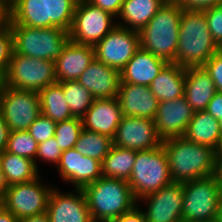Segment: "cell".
Here are the masks:
<instances>
[{"mask_svg": "<svg viewBox=\"0 0 222 222\" xmlns=\"http://www.w3.org/2000/svg\"><path fill=\"white\" fill-rule=\"evenodd\" d=\"M165 3L173 2L175 0H163Z\"/></svg>", "mask_w": 222, "mask_h": 222, "instance_id": "680465c9", "label": "cell"}, {"mask_svg": "<svg viewBox=\"0 0 222 222\" xmlns=\"http://www.w3.org/2000/svg\"><path fill=\"white\" fill-rule=\"evenodd\" d=\"M53 188L47 205L50 222H93L82 189L63 193Z\"/></svg>", "mask_w": 222, "mask_h": 222, "instance_id": "2e32d148", "label": "cell"}, {"mask_svg": "<svg viewBox=\"0 0 222 222\" xmlns=\"http://www.w3.org/2000/svg\"><path fill=\"white\" fill-rule=\"evenodd\" d=\"M41 113L52 121L60 122L73 118L69 105L66 103L62 86L56 82L38 92Z\"/></svg>", "mask_w": 222, "mask_h": 222, "instance_id": "f1b7e54d", "label": "cell"}, {"mask_svg": "<svg viewBox=\"0 0 222 222\" xmlns=\"http://www.w3.org/2000/svg\"><path fill=\"white\" fill-rule=\"evenodd\" d=\"M79 152L74 148L62 151L59 163L55 166L63 182H69L78 189Z\"/></svg>", "mask_w": 222, "mask_h": 222, "instance_id": "e575fe53", "label": "cell"}, {"mask_svg": "<svg viewBox=\"0 0 222 222\" xmlns=\"http://www.w3.org/2000/svg\"><path fill=\"white\" fill-rule=\"evenodd\" d=\"M13 51V36L9 26L0 31V69L5 72H7Z\"/></svg>", "mask_w": 222, "mask_h": 222, "instance_id": "ab89813d", "label": "cell"}, {"mask_svg": "<svg viewBox=\"0 0 222 222\" xmlns=\"http://www.w3.org/2000/svg\"><path fill=\"white\" fill-rule=\"evenodd\" d=\"M136 159V151L112 146L110 152L101 162L102 176L128 181Z\"/></svg>", "mask_w": 222, "mask_h": 222, "instance_id": "83f0119b", "label": "cell"}, {"mask_svg": "<svg viewBox=\"0 0 222 222\" xmlns=\"http://www.w3.org/2000/svg\"><path fill=\"white\" fill-rule=\"evenodd\" d=\"M199 222H219L217 218L209 219V220H203Z\"/></svg>", "mask_w": 222, "mask_h": 222, "instance_id": "11a10c76", "label": "cell"}, {"mask_svg": "<svg viewBox=\"0 0 222 222\" xmlns=\"http://www.w3.org/2000/svg\"><path fill=\"white\" fill-rule=\"evenodd\" d=\"M10 25L47 28L46 0H11Z\"/></svg>", "mask_w": 222, "mask_h": 222, "instance_id": "484cf974", "label": "cell"}, {"mask_svg": "<svg viewBox=\"0 0 222 222\" xmlns=\"http://www.w3.org/2000/svg\"><path fill=\"white\" fill-rule=\"evenodd\" d=\"M37 148L38 143L28 131H11L9 133L6 151L35 161V166L39 170L36 159Z\"/></svg>", "mask_w": 222, "mask_h": 222, "instance_id": "d6a6232c", "label": "cell"}, {"mask_svg": "<svg viewBox=\"0 0 222 222\" xmlns=\"http://www.w3.org/2000/svg\"><path fill=\"white\" fill-rule=\"evenodd\" d=\"M82 129V119L78 117L57 122L54 137L61 151L74 148Z\"/></svg>", "mask_w": 222, "mask_h": 222, "instance_id": "836d02e7", "label": "cell"}, {"mask_svg": "<svg viewBox=\"0 0 222 222\" xmlns=\"http://www.w3.org/2000/svg\"><path fill=\"white\" fill-rule=\"evenodd\" d=\"M16 54L55 61L70 41L69 32L58 27L33 28L10 25Z\"/></svg>", "mask_w": 222, "mask_h": 222, "instance_id": "5b68a950", "label": "cell"}, {"mask_svg": "<svg viewBox=\"0 0 222 222\" xmlns=\"http://www.w3.org/2000/svg\"><path fill=\"white\" fill-rule=\"evenodd\" d=\"M7 188H8V186H7L5 178H4L2 165H1V161H0V204L4 198L5 191L7 190Z\"/></svg>", "mask_w": 222, "mask_h": 222, "instance_id": "816d5d0a", "label": "cell"}, {"mask_svg": "<svg viewBox=\"0 0 222 222\" xmlns=\"http://www.w3.org/2000/svg\"><path fill=\"white\" fill-rule=\"evenodd\" d=\"M6 87V72L0 69V96L4 93Z\"/></svg>", "mask_w": 222, "mask_h": 222, "instance_id": "f5cc1de1", "label": "cell"}, {"mask_svg": "<svg viewBox=\"0 0 222 222\" xmlns=\"http://www.w3.org/2000/svg\"><path fill=\"white\" fill-rule=\"evenodd\" d=\"M122 118L121 106L118 98L115 97L94 99L93 104L81 119L84 129L113 139Z\"/></svg>", "mask_w": 222, "mask_h": 222, "instance_id": "ac0fdd59", "label": "cell"}, {"mask_svg": "<svg viewBox=\"0 0 222 222\" xmlns=\"http://www.w3.org/2000/svg\"><path fill=\"white\" fill-rule=\"evenodd\" d=\"M214 177L222 185V152H215Z\"/></svg>", "mask_w": 222, "mask_h": 222, "instance_id": "c3c4849f", "label": "cell"}, {"mask_svg": "<svg viewBox=\"0 0 222 222\" xmlns=\"http://www.w3.org/2000/svg\"><path fill=\"white\" fill-rule=\"evenodd\" d=\"M41 177L30 182L8 186L5 191L1 205L17 220L47 211L48 199L54 186L43 184Z\"/></svg>", "mask_w": 222, "mask_h": 222, "instance_id": "30bf717a", "label": "cell"}, {"mask_svg": "<svg viewBox=\"0 0 222 222\" xmlns=\"http://www.w3.org/2000/svg\"><path fill=\"white\" fill-rule=\"evenodd\" d=\"M62 151L59 148V144L56 142L55 137L49 138L48 140L38 144L37 148V159L44 162L53 163L57 165L61 158Z\"/></svg>", "mask_w": 222, "mask_h": 222, "instance_id": "f35d334b", "label": "cell"}, {"mask_svg": "<svg viewBox=\"0 0 222 222\" xmlns=\"http://www.w3.org/2000/svg\"><path fill=\"white\" fill-rule=\"evenodd\" d=\"M216 152H222V136H221L220 145H219L218 149L216 150Z\"/></svg>", "mask_w": 222, "mask_h": 222, "instance_id": "9f6ffc18", "label": "cell"}, {"mask_svg": "<svg viewBox=\"0 0 222 222\" xmlns=\"http://www.w3.org/2000/svg\"><path fill=\"white\" fill-rule=\"evenodd\" d=\"M109 222H148L142 209L137 205L131 211L122 214L121 216Z\"/></svg>", "mask_w": 222, "mask_h": 222, "instance_id": "ee69618b", "label": "cell"}, {"mask_svg": "<svg viewBox=\"0 0 222 222\" xmlns=\"http://www.w3.org/2000/svg\"><path fill=\"white\" fill-rule=\"evenodd\" d=\"M11 21V7L9 0H0V31L9 27Z\"/></svg>", "mask_w": 222, "mask_h": 222, "instance_id": "bcb514c9", "label": "cell"}, {"mask_svg": "<svg viewBox=\"0 0 222 222\" xmlns=\"http://www.w3.org/2000/svg\"><path fill=\"white\" fill-rule=\"evenodd\" d=\"M56 124L57 122L41 113L30 125L28 132L39 144L54 137Z\"/></svg>", "mask_w": 222, "mask_h": 222, "instance_id": "8d00e7d4", "label": "cell"}, {"mask_svg": "<svg viewBox=\"0 0 222 222\" xmlns=\"http://www.w3.org/2000/svg\"><path fill=\"white\" fill-rule=\"evenodd\" d=\"M102 177V164L99 160L79 153L78 189L97 181Z\"/></svg>", "mask_w": 222, "mask_h": 222, "instance_id": "d590c367", "label": "cell"}, {"mask_svg": "<svg viewBox=\"0 0 222 222\" xmlns=\"http://www.w3.org/2000/svg\"><path fill=\"white\" fill-rule=\"evenodd\" d=\"M95 99L118 97L121 83L120 71L96 58L77 80Z\"/></svg>", "mask_w": 222, "mask_h": 222, "instance_id": "e0dca14e", "label": "cell"}, {"mask_svg": "<svg viewBox=\"0 0 222 222\" xmlns=\"http://www.w3.org/2000/svg\"><path fill=\"white\" fill-rule=\"evenodd\" d=\"M221 130L218 120L207 111L194 112L184 137L197 144L207 145L217 150L221 142Z\"/></svg>", "mask_w": 222, "mask_h": 222, "instance_id": "d4e9b609", "label": "cell"}, {"mask_svg": "<svg viewBox=\"0 0 222 222\" xmlns=\"http://www.w3.org/2000/svg\"><path fill=\"white\" fill-rule=\"evenodd\" d=\"M113 146V139L109 136L82 129L74 146L83 156H87L100 162L107 156Z\"/></svg>", "mask_w": 222, "mask_h": 222, "instance_id": "f546056e", "label": "cell"}, {"mask_svg": "<svg viewBox=\"0 0 222 222\" xmlns=\"http://www.w3.org/2000/svg\"><path fill=\"white\" fill-rule=\"evenodd\" d=\"M217 90L203 66L187 67L184 97L194 112L205 111Z\"/></svg>", "mask_w": 222, "mask_h": 222, "instance_id": "7402d4cb", "label": "cell"}, {"mask_svg": "<svg viewBox=\"0 0 222 222\" xmlns=\"http://www.w3.org/2000/svg\"><path fill=\"white\" fill-rule=\"evenodd\" d=\"M172 182L185 183L214 175L215 152L213 148L189 141L184 136L162 141Z\"/></svg>", "mask_w": 222, "mask_h": 222, "instance_id": "6da1fadb", "label": "cell"}, {"mask_svg": "<svg viewBox=\"0 0 222 222\" xmlns=\"http://www.w3.org/2000/svg\"><path fill=\"white\" fill-rule=\"evenodd\" d=\"M184 183L172 182L160 190L142 197L140 201L146 204L142 209L148 222H183Z\"/></svg>", "mask_w": 222, "mask_h": 222, "instance_id": "4fadbf2b", "label": "cell"}, {"mask_svg": "<svg viewBox=\"0 0 222 222\" xmlns=\"http://www.w3.org/2000/svg\"><path fill=\"white\" fill-rule=\"evenodd\" d=\"M222 199V185L214 175L184 183L183 222H199L217 218Z\"/></svg>", "mask_w": 222, "mask_h": 222, "instance_id": "52a82bcc", "label": "cell"}, {"mask_svg": "<svg viewBox=\"0 0 222 222\" xmlns=\"http://www.w3.org/2000/svg\"><path fill=\"white\" fill-rule=\"evenodd\" d=\"M139 48V32L116 25L94 46L95 58L120 71Z\"/></svg>", "mask_w": 222, "mask_h": 222, "instance_id": "7c38bea8", "label": "cell"}, {"mask_svg": "<svg viewBox=\"0 0 222 222\" xmlns=\"http://www.w3.org/2000/svg\"><path fill=\"white\" fill-rule=\"evenodd\" d=\"M18 222H50V221L47 212H44L42 214L33 215L31 217L20 219L18 220Z\"/></svg>", "mask_w": 222, "mask_h": 222, "instance_id": "681fc988", "label": "cell"}, {"mask_svg": "<svg viewBox=\"0 0 222 222\" xmlns=\"http://www.w3.org/2000/svg\"><path fill=\"white\" fill-rule=\"evenodd\" d=\"M167 62L142 49L120 70L121 83L149 86Z\"/></svg>", "mask_w": 222, "mask_h": 222, "instance_id": "44dd1931", "label": "cell"}, {"mask_svg": "<svg viewBox=\"0 0 222 222\" xmlns=\"http://www.w3.org/2000/svg\"><path fill=\"white\" fill-rule=\"evenodd\" d=\"M218 122H219L220 130H221V133H222V119L218 120Z\"/></svg>", "mask_w": 222, "mask_h": 222, "instance_id": "6f0895ef", "label": "cell"}, {"mask_svg": "<svg viewBox=\"0 0 222 222\" xmlns=\"http://www.w3.org/2000/svg\"><path fill=\"white\" fill-rule=\"evenodd\" d=\"M0 112L11 131H28L41 114L37 92L6 87L0 96Z\"/></svg>", "mask_w": 222, "mask_h": 222, "instance_id": "8fae6325", "label": "cell"}, {"mask_svg": "<svg viewBox=\"0 0 222 222\" xmlns=\"http://www.w3.org/2000/svg\"><path fill=\"white\" fill-rule=\"evenodd\" d=\"M78 0H46L47 27L69 32Z\"/></svg>", "mask_w": 222, "mask_h": 222, "instance_id": "1f68e13d", "label": "cell"}, {"mask_svg": "<svg viewBox=\"0 0 222 222\" xmlns=\"http://www.w3.org/2000/svg\"><path fill=\"white\" fill-rule=\"evenodd\" d=\"M205 111L210 113L216 120L222 119V92H216Z\"/></svg>", "mask_w": 222, "mask_h": 222, "instance_id": "f6af8a7d", "label": "cell"}, {"mask_svg": "<svg viewBox=\"0 0 222 222\" xmlns=\"http://www.w3.org/2000/svg\"><path fill=\"white\" fill-rule=\"evenodd\" d=\"M95 59L94 46L69 41L55 63L57 82L75 81Z\"/></svg>", "mask_w": 222, "mask_h": 222, "instance_id": "ffe728a7", "label": "cell"}, {"mask_svg": "<svg viewBox=\"0 0 222 222\" xmlns=\"http://www.w3.org/2000/svg\"><path fill=\"white\" fill-rule=\"evenodd\" d=\"M116 17L87 0H78L71 28L70 40L84 45L95 46L116 25Z\"/></svg>", "mask_w": 222, "mask_h": 222, "instance_id": "9c48e42d", "label": "cell"}, {"mask_svg": "<svg viewBox=\"0 0 222 222\" xmlns=\"http://www.w3.org/2000/svg\"><path fill=\"white\" fill-rule=\"evenodd\" d=\"M92 5L100 7L117 18L124 0H87Z\"/></svg>", "mask_w": 222, "mask_h": 222, "instance_id": "7bdbcfd3", "label": "cell"}, {"mask_svg": "<svg viewBox=\"0 0 222 222\" xmlns=\"http://www.w3.org/2000/svg\"><path fill=\"white\" fill-rule=\"evenodd\" d=\"M93 222H109L138 203L127 181L101 177L82 188Z\"/></svg>", "mask_w": 222, "mask_h": 222, "instance_id": "3957f363", "label": "cell"}, {"mask_svg": "<svg viewBox=\"0 0 222 222\" xmlns=\"http://www.w3.org/2000/svg\"><path fill=\"white\" fill-rule=\"evenodd\" d=\"M218 50L204 11L183 9L174 63L184 68L203 66Z\"/></svg>", "mask_w": 222, "mask_h": 222, "instance_id": "7a4b0ae2", "label": "cell"}, {"mask_svg": "<svg viewBox=\"0 0 222 222\" xmlns=\"http://www.w3.org/2000/svg\"><path fill=\"white\" fill-rule=\"evenodd\" d=\"M9 133L10 130L3 119L2 113L0 112V153L6 151Z\"/></svg>", "mask_w": 222, "mask_h": 222, "instance_id": "7dc6e473", "label": "cell"}, {"mask_svg": "<svg viewBox=\"0 0 222 222\" xmlns=\"http://www.w3.org/2000/svg\"><path fill=\"white\" fill-rule=\"evenodd\" d=\"M74 117L82 118L93 104L94 97L77 80L58 82Z\"/></svg>", "mask_w": 222, "mask_h": 222, "instance_id": "4dcf8cb0", "label": "cell"}, {"mask_svg": "<svg viewBox=\"0 0 222 222\" xmlns=\"http://www.w3.org/2000/svg\"><path fill=\"white\" fill-rule=\"evenodd\" d=\"M137 200L172 183L166 151L157 148L136 151L132 174L127 181Z\"/></svg>", "mask_w": 222, "mask_h": 222, "instance_id": "8992f818", "label": "cell"}, {"mask_svg": "<svg viewBox=\"0 0 222 222\" xmlns=\"http://www.w3.org/2000/svg\"><path fill=\"white\" fill-rule=\"evenodd\" d=\"M183 9L203 11L222 4V0H176Z\"/></svg>", "mask_w": 222, "mask_h": 222, "instance_id": "b9f144b4", "label": "cell"}, {"mask_svg": "<svg viewBox=\"0 0 222 222\" xmlns=\"http://www.w3.org/2000/svg\"><path fill=\"white\" fill-rule=\"evenodd\" d=\"M203 11L211 37L218 48L222 49V4L209 7Z\"/></svg>", "mask_w": 222, "mask_h": 222, "instance_id": "74e56055", "label": "cell"}, {"mask_svg": "<svg viewBox=\"0 0 222 222\" xmlns=\"http://www.w3.org/2000/svg\"><path fill=\"white\" fill-rule=\"evenodd\" d=\"M118 100L123 116L153 119L158 108V99L149 86L120 83Z\"/></svg>", "mask_w": 222, "mask_h": 222, "instance_id": "d6986e66", "label": "cell"}, {"mask_svg": "<svg viewBox=\"0 0 222 222\" xmlns=\"http://www.w3.org/2000/svg\"><path fill=\"white\" fill-rule=\"evenodd\" d=\"M182 11L176 0L165 3L139 31L140 47L167 63H174Z\"/></svg>", "mask_w": 222, "mask_h": 222, "instance_id": "277c9868", "label": "cell"}, {"mask_svg": "<svg viewBox=\"0 0 222 222\" xmlns=\"http://www.w3.org/2000/svg\"><path fill=\"white\" fill-rule=\"evenodd\" d=\"M164 4L163 0H124L117 25L139 32Z\"/></svg>", "mask_w": 222, "mask_h": 222, "instance_id": "cb8c5ba5", "label": "cell"}, {"mask_svg": "<svg viewBox=\"0 0 222 222\" xmlns=\"http://www.w3.org/2000/svg\"><path fill=\"white\" fill-rule=\"evenodd\" d=\"M203 67L213 80L216 90L222 92V49H219Z\"/></svg>", "mask_w": 222, "mask_h": 222, "instance_id": "60d3db41", "label": "cell"}, {"mask_svg": "<svg viewBox=\"0 0 222 222\" xmlns=\"http://www.w3.org/2000/svg\"><path fill=\"white\" fill-rule=\"evenodd\" d=\"M56 82L54 61L22 56L13 51L6 72L7 87L38 93Z\"/></svg>", "mask_w": 222, "mask_h": 222, "instance_id": "ba28073f", "label": "cell"}, {"mask_svg": "<svg viewBox=\"0 0 222 222\" xmlns=\"http://www.w3.org/2000/svg\"><path fill=\"white\" fill-rule=\"evenodd\" d=\"M217 219L219 222H222V199L219 204Z\"/></svg>", "mask_w": 222, "mask_h": 222, "instance_id": "db71d44e", "label": "cell"}, {"mask_svg": "<svg viewBox=\"0 0 222 222\" xmlns=\"http://www.w3.org/2000/svg\"><path fill=\"white\" fill-rule=\"evenodd\" d=\"M0 222H18L17 218L0 204Z\"/></svg>", "mask_w": 222, "mask_h": 222, "instance_id": "f907efd6", "label": "cell"}, {"mask_svg": "<svg viewBox=\"0 0 222 222\" xmlns=\"http://www.w3.org/2000/svg\"><path fill=\"white\" fill-rule=\"evenodd\" d=\"M0 161L7 186L30 182L40 176L35 161L27 157L3 151Z\"/></svg>", "mask_w": 222, "mask_h": 222, "instance_id": "4316f807", "label": "cell"}, {"mask_svg": "<svg viewBox=\"0 0 222 222\" xmlns=\"http://www.w3.org/2000/svg\"><path fill=\"white\" fill-rule=\"evenodd\" d=\"M162 141L153 119L123 116L113 138V145L144 151L161 146Z\"/></svg>", "mask_w": 222, "mask_h": 222, "instance_id": "5bb4252c", "label": "cell"}, {"mask_svg": "<svg viewBox=\"0 0 222 222\" xmlns=\"http://www.w3.org/2000/svg\"><path fill=\"white\" fill-rule=\"evenodd\" d=\"M186 68L176 63H167L149 85L159 102L184 96Z\"/></svg>", "mask_w": 222, "mask_h": 222, "instance_id": "603a6c76", "label": "cell"}, {"mask_svg": "<svg viewBox=\"0 0 222 222\" xmlns=\"http://www.w3.org/2000/svg\"><path fill=\"white\" fill-rule=\"evenodd\" d=\"M194 111L184 96L158 103L154 118L158 136L165 140L184 136Z\"/></svg>", "mask_w": 222, "mask_h": 222, "instance_id": "9a60e30c", "label": "cell"}]
</instances>
